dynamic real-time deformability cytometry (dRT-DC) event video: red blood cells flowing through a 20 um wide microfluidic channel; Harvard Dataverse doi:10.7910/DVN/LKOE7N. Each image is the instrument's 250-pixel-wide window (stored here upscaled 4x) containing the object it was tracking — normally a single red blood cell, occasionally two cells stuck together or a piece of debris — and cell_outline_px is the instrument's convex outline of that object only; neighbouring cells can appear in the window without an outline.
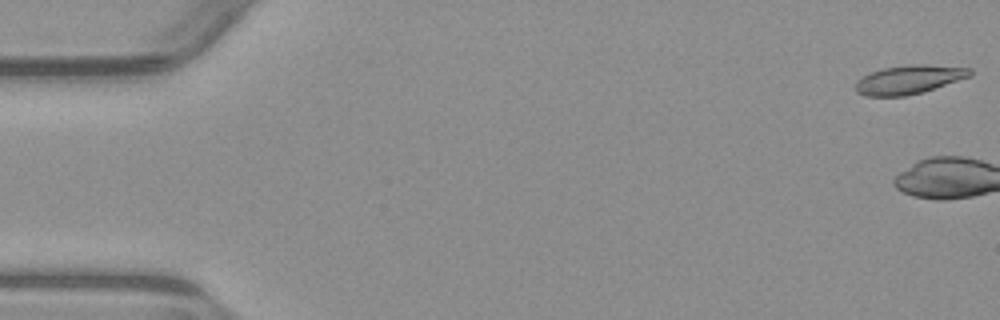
{"species": "common noctule bat (a hibernating species)", "species_latin": "Nyctalus noctula", "temperature_condition": "warm", "stored_images_in_passage": 10, "camera_frame_rate_fps": 3000, "um_per_image_px": 0.085, "animal": {"sex": "male", "body_mass_g": 23.1, "forearm_length_mm": 52.7}, "frame": {"image": 1, "passage_image": 1, "time_ms": 0.0, "image_size_px": [1000, 320], "cell_outline_px": [[972, 76], [924, 92], [904, 96], [864, 96], [856, 92], [856, 80], [872, 72], [884, 68], [908, 64], [924, 64], [972, 68]], "centroid_in_image_um": [77.29, 6.76], "position_along_channel_um": 7.7, "area_um2": 19.31}}